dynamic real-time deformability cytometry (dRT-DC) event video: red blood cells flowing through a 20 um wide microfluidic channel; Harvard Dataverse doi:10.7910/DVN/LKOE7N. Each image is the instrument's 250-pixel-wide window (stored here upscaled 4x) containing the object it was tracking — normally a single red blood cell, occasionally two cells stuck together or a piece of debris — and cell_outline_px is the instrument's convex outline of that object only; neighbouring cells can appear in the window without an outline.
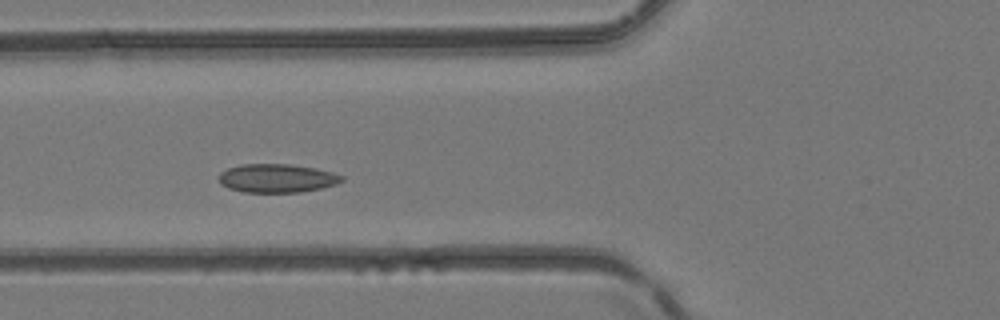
{"species": "common noctule bat (a hibernating species)", "species_latin": "Nyctalus noctula", "temperature_condition": "room temperature", "stored_images_in_passage": 3, "camera_frame_rate_fps": 3000, "um_per_image_px": 0.085, "animal": {"sex": "female", "body_mass_g": 24.6, "forearm_length_mm": 56.2}, "frame": {"image": 1, "passage_image": 3, "time_ms": 0.667, "image_size_px": [1000, 320], "cell_outline_px": [[344, 180], [336, 184], [320, 188], [300, 192], [244, 192], [228, 188], [220, 184], [220, 172], [228, 168], [240, 164], [288, 164], [316, 168], [332, 172], [344, 176]], "centroid_in_image_um": [23.54, 15.14], "position_along_channel_um": 102.3, "area_um2": 20.46}}